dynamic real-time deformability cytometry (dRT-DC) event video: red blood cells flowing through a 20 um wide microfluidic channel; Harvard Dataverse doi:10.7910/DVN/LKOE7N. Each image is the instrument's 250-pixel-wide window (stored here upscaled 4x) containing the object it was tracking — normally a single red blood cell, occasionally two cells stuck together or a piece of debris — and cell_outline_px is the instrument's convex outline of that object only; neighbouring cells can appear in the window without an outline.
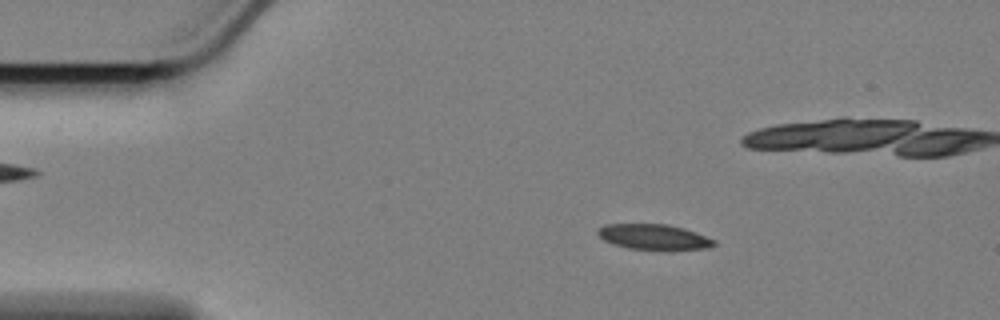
{"species": "Egyptian fruit bat (a non-hibernating species)", "species_latin": "Rousettus aegyptiacus", "temperature_condition": "cold", "stored_images_in_passage": 59, "camera_frame_rate_fps": 3000, "um_per_image_px": 0.085, "animal": {"sex": "female"}, "frame": {"image": 1, "passage_image": 10, "time_ms": 3.0, "image_size_px": [1000, 320], "cell_outline_px": [[716, 244], [708, 248], [628, 248], [604, 240], [596, 232], [596, 228], [604, 224], [668, 224], [684, 228], [696, 232], [716, 240]], "centroid_in_image_um": [55.55, 20.09], "position_along_channel_um": 29.5, "area_um2": 16.7}}
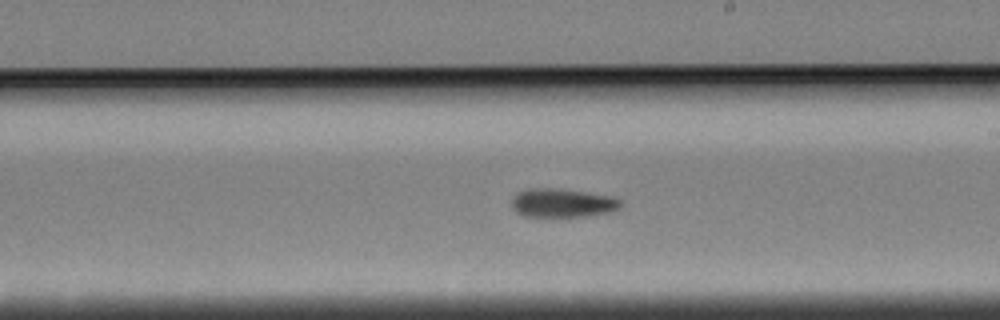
{"frame": {"image": 2, "passage_image": 33, "time_ms": 10.667, "image_size_px": [1000, 320], "cell_outline_px": [[620, 208], [612, 212], [588, 216], [544, 220], [524, 216], [516, 212], [512, 208], [512, 200], [516, 192], [532, 188], [560, 188], [612, 196], [620, 200]], "centroid_in_image_um": [47.76, 17.3], "position_along_channel_um": 241.2, "area_um2": 19.25}}
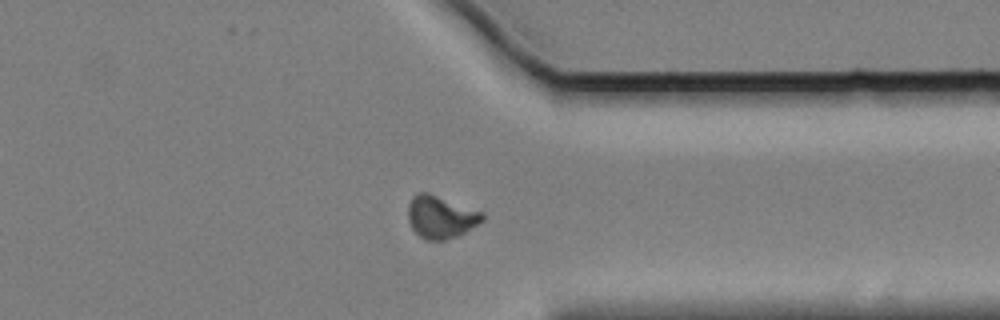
{"frame": {"image": 3, "passage_image": 45, "time_ms": 14.667, "image_size_px": [1000, 320], "cell_outline_px": [[484, 220], [464, 232], [456, 236], [444, 240], [424, 240], [412, 228], [408, 220], [408, 204], [412, 196], [416, 192], [428, 192], [484, 212]], "centroid_in_image_um": [37.44, 18.42], "position_along_channel_um": 374.0, "area_um2": 18.5}, "authors_computed_cell_mechanics": {"area_um2": 17.9758, "velocity_mm_per_s": 3.3909, "shape_relaxation_time_tau1_ms": 6.3471, "shape_relaxation_time_tau2_ms": null, "deformation_change_tau1": 0.143, "deformation_change_tau2": null}}